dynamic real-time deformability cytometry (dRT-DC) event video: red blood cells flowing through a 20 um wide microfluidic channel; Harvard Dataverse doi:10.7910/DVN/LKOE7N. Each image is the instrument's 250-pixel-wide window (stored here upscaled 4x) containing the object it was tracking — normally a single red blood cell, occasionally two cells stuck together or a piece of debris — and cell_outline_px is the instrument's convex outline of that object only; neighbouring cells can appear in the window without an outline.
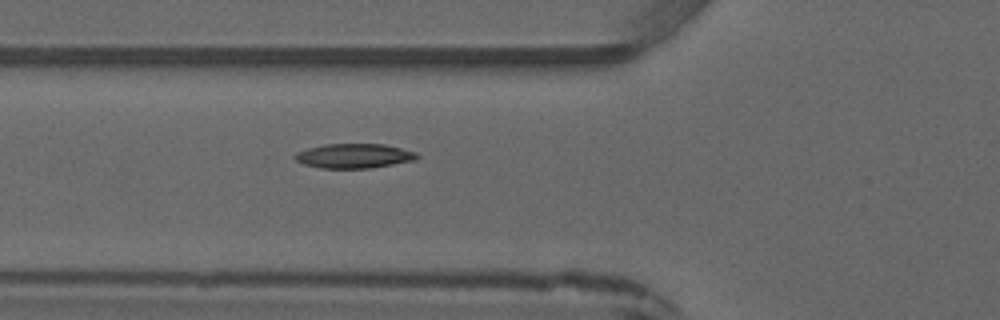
{"species": "common noctule bat (a hibernating species)", "species_latin": "Nyctalus noctula", "temperature_condition": "warm", "stored_images_in_passage": 4, "camera_frame_rate_fps": 3000, "um_per_image_px": 0.085, "animal": {"sex": "male", "forearm_length_mm": 52.5}, "frame": {"image": 1, "passage_image": 4, "time_ms": 3.667, "image_size_px": [1000, 320], "cell_outline_px": [[420, 156], [416, 160], [368, 168], [320, 168], [304, 164], [296, 160], [292, 156], [296, 152], [308, 148], [324, 144], [384, 144], [416, 152]], "centroid_in_image_um": [30.07, 13.25], "position_along_channel_um": 95.7, "area_um2": 17.4}}